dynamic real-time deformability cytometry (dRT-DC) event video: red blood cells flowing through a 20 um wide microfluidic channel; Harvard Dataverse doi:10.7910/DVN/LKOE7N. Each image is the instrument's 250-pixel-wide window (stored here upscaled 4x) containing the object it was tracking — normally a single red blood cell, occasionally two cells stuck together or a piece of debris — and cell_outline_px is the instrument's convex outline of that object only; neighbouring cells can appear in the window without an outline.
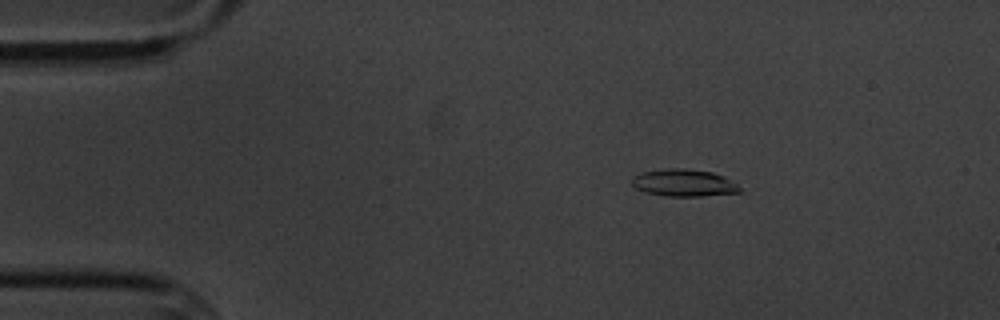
{"species": "common noctule bat (a hibernating species)", "species_latin": "Nyctalus noctula", "temperature_condition": "cold", "stored_images_in_passage": 4, "camera_frame_rate_fps": 3000, "um_per_image_px": 0.085, "animal": {"sex": "male", "body_mass_g": 20.1, "forearm_length_mm": 53.5}, "frame": {"image": 1, "passage_image": 2, "time_ms": 1.0, "image_size_px": [1000, 320], "cell_outline_px": [[740, 192], [700, 196], [668, 196], [648, 192], [636, 188], [632, 184], [632, 176], [644, 172], [672, 168], [680, 168], [712, 172], [724, 176], [736, 184], [740, 188]], "centroid_in_image_um": [58.13, 15.54], "position_along_channel_um": 26.9, "area_um2": 16.7}}